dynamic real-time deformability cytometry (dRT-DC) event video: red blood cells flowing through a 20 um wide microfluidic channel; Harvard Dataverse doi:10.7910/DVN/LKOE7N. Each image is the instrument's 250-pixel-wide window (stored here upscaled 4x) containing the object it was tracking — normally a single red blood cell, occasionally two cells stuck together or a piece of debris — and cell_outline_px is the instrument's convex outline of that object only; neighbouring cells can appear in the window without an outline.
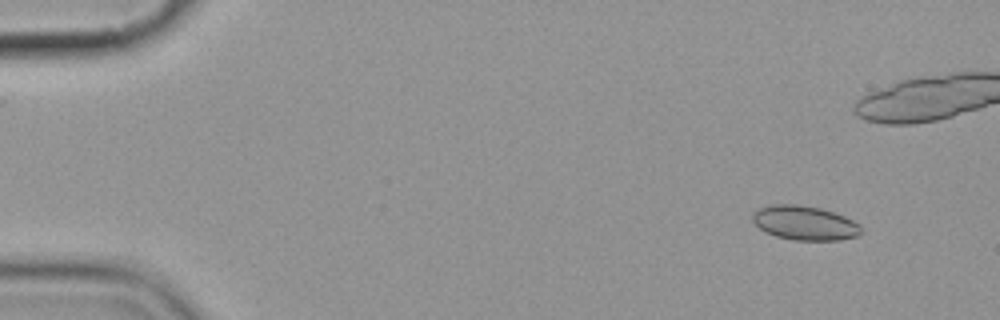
{"species": "common noctule bat (a hibernating species)", "species_latin": "Nyctalus noctula", "temperature_condition": "cold", "stored_images_in_passage": 11, "camera_frame_rate_fps": 3000, "um_per_image_px": 0.085, "animal": {"sex": "female", "body_mass_g": 19.9}, "frame": {"image": 1, "passage_image": 1, "time_ms": 0.0, "image_size_px": [1000, 320], "cell_outline_px": [[860, 232], [856, 236], [840, 240], [792, 240], [776, 236], [760, 228], [752, 220], [752, 216], [760, 208], [772, 204], [796, 204], [820, 208], [844, 216], [860, 224]], "centroid_in_image_um": [68.4, 18.95], "position_along_channel_um": 16.6, "area_um2": 21.39}}